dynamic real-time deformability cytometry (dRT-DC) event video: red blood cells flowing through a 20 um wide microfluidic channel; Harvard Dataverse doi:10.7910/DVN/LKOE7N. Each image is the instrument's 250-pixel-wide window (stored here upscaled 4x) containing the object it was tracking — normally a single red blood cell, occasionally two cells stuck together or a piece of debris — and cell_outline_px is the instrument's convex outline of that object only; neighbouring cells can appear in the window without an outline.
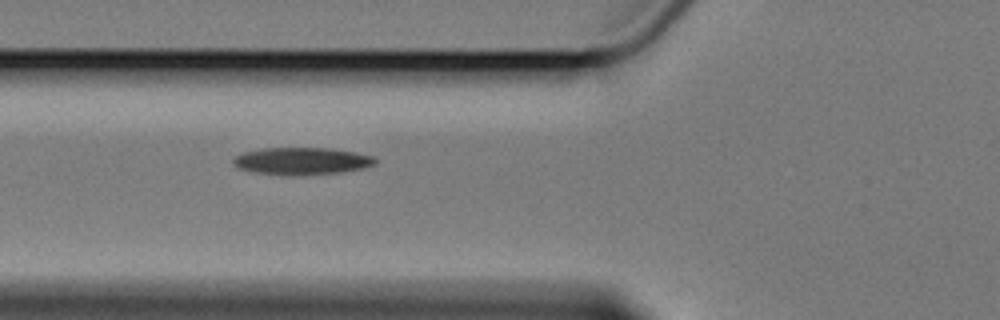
{"species": "Egyptian fruit bat (a non-hibernating species)", "species_latin": "Rousettus aegyptiacus", "temperature_condition": "cold", "stored_images_in_passage": 6, "camera_frame_rate_fps": 3000, "um_per_image_px": 0.085, "animal": {"sex": "female"}, "frame": {"image": 1, "passage_image": 6, "time_ms": 6.667, "image_size_px": [1000, 320], "cell_outline_px": [[376, 164], [364, 168], [340, 172], [292, 176], [288, 176], [252, 172], [236, 168], [232, 164], [232, 160], [236, 156], [244, 152], [260, 148], [328, 148], [356, 152], [372, 156], [376, 160]], "centroid_in_image_um": [25.6, 13.7], "position_along_channel_um": 100.2, "area_um2": 22.77}}